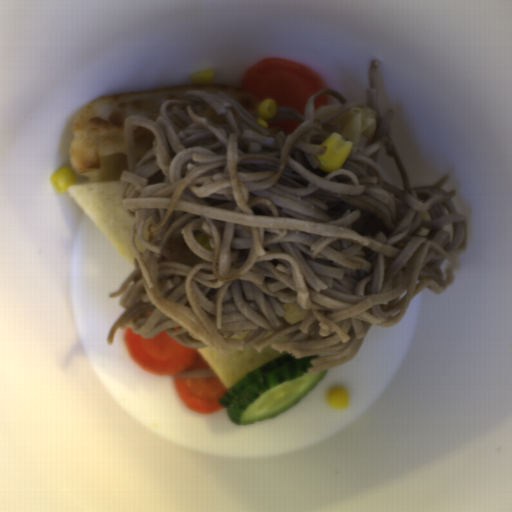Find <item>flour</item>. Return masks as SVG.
<instances>
[{
    "label": "flour",
    "instance_id": "c2a2500e",
    "mask_svg": "<svg viewBox=\"0 0 512 512\" xmlns=\"http://www.w3.org/2000/svg\"><path fill=\"white\" fill-rule=\"evenodd\" d=\"M192 91L224 92L257 118L260 104L244 87L218 83L180 84L99 96L86 105L73 123L69 168L89 181H122L123 171L128 170L127 117L143 116L156 121L164 102L183 100Z\"/></svg>",
    "mask_w": 512,
    "mask_h": 512
}]
</instances>
